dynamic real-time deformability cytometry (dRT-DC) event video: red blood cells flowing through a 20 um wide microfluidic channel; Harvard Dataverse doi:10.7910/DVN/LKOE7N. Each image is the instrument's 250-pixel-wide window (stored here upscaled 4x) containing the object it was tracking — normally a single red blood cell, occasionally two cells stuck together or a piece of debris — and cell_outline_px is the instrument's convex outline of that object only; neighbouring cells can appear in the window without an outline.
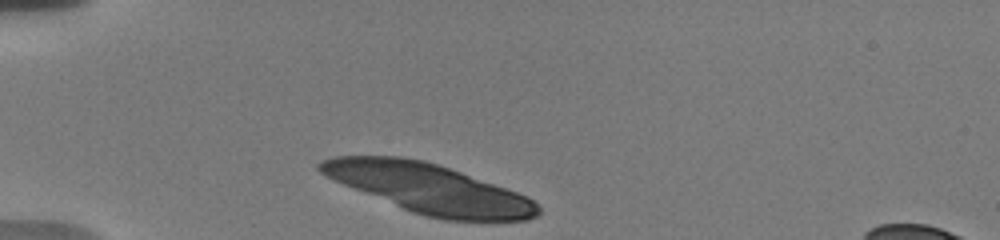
{"species": "human", "species_latin": "Homo sapiens", "temperature_condition": "warm", "stored_images_in_passage": 36, "camera_frame_rate_fps": 3000, "um_per_image_px": 0.085, "donor": {"sex": "male"}, "frame": {"image": 1, "passage_image": 1, "time_ms": 0.0, "image_size_px": [1000, 240], "cell_outline_px": [[540, 212], [536, 216], [528, 220], [444, 220], [424, 216], [412, 212], [344, 184], [320, 172], [316, 168], [316, 164], [320, 160], [332, 156], [400, 156], [424, 160], [460, 172], [516, 192], [532, 200], [540, 208]], "centroid_in_image_um": [36.43, 16.02], "position_along_channel_um": 48.6, "area_um2": 61.73}}
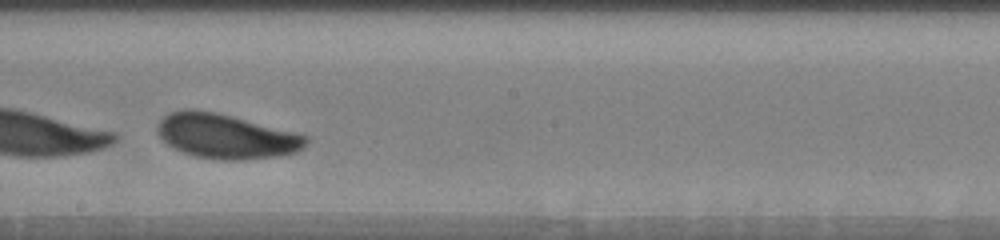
{"frame": {"image": 2, "passage_image": 19, "time_ms": 6.0, "image_size_px": [1000, 240], "cell_outline_px": [[308, 144], [304, 148], [296, 152], [280, 156], [244, 160], [220, 160], [196, 156], [172, 148], [156, 132], [156, 128], [160, 120], [168, 112], [184, 108], [192, 108], [216, 112], [296, 132], [308, 136]], "centroid_in_image_um": [19.22, 11.57], "position_along_channel_um": 229.0, "area_um2": 39.02}, "authors_computed_cell_mechanics": {"area_um2": 38.5815, "velocity_mm_per_s": 3.62, "shape_relaxation_time_tau1_ms": 1.5794, "shape_relaxation_time_tau2_ms": 7.7038, "deformation_change_tau1": 0.2934, "deformation_change_tau2": 0.1905}}